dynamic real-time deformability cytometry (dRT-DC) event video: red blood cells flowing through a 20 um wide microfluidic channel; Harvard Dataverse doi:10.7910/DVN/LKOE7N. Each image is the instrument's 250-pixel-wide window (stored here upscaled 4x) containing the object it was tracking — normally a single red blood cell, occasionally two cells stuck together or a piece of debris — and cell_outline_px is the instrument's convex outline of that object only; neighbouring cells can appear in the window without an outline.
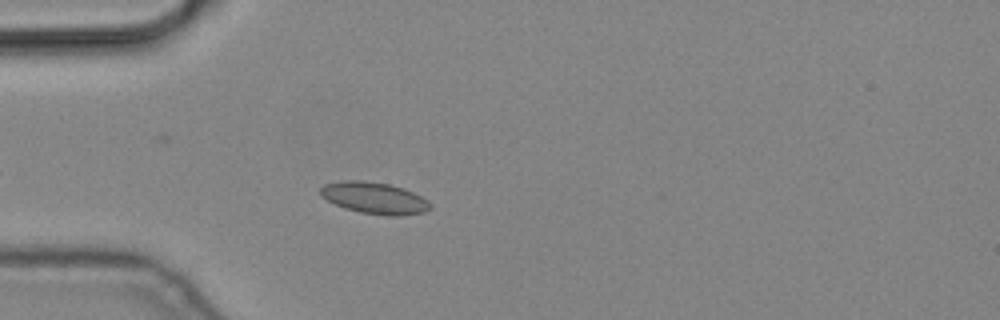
{"species": "common noctule bat (a hibernating species)", "species_latin": "Nyctalus noctula", "temperature_condition": "cold", "stored_images_in_passage": 5, "camera_frame_rate_fps": 3000, "um_per_image_px": 0.085, "animal": {"sex": "male", "body_mass_g": 19.2, "forearm_length_mm": 51.8}, "frame": {"image": 1, "passage_image": 5, "time_ms": 1.333, "image_size_px": [1000, 320], "cell_outline_px": [[432, 208], [424, 212], [400, 216], [388, 216], [360, 212], [344, 208], [320, 196], [320, 188], [324, 184], [344, 180], [360, 180], [388, 184], [404, 188], [428, 200], [432, 204]], "centroid_in_image_um": [31.84, 16.83], "position_along_channel_um": 53.2, "area_um2": 20.29}}